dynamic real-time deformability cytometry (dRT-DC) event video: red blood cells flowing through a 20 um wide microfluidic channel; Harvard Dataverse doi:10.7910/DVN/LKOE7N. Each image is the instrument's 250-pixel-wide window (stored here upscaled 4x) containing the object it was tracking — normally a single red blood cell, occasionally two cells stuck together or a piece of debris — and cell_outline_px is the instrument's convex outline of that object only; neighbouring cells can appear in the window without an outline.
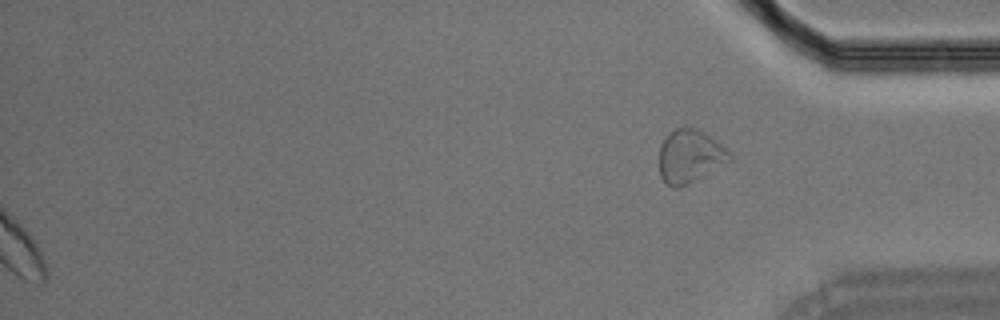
{"species": "Egyptian fruit bat (a non-hibernating species)", "species_latin": "Rousettus aegyptiacus", "temperature_condition": "room temperature", "stored_images_in_passage": 34, "segment_of_instrument_passage": [2, 2], "camera_frame_rate_fps": 3000, "um_per_image_px": 0.085, "animal": {"sex": "male"}, "frame": {"image": 1, "passage_image": 34, "time_ms": 11.0, "image_size_px": [1000, 320], "cell_outline_px": [[732, 160], [676, 188], [672, 188], [660, 176], [660, 144], [668, 132], [676, 128], [700, 128], [716, 140], [732, 156]], "centroid_in_image_um": [58.61, 13.23], "position_along_channel_um": 376.6, "area_um2": 21.33}}